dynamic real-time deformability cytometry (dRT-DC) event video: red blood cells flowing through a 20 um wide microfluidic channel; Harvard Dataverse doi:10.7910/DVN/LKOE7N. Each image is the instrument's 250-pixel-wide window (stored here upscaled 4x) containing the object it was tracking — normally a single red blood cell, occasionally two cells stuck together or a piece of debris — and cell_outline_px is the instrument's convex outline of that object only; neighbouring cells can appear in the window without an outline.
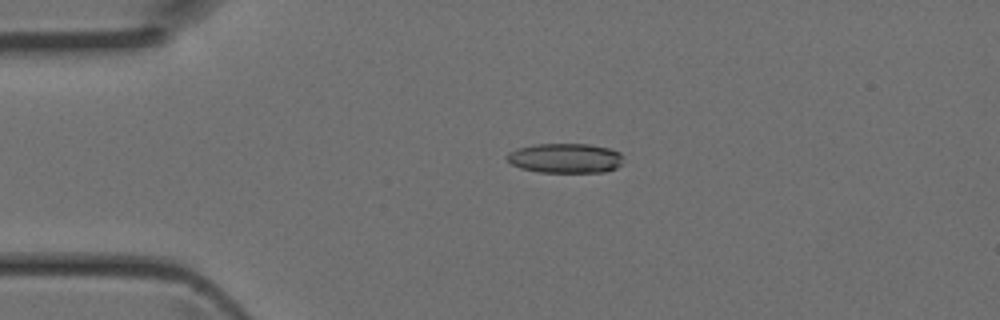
{"species": "Egyptian fruit bat (a non-hibernating species)", "species_latin": "Rousettus aegyptiacus", "temperature_condition": "room temperature", "stored_images_in_passage": 44, "camera_frame_rate_fps": 3000, "um_per_image_px": 0.085, "animal": {"sex": "female"}, "frame": {"image": 1, "passage_image": 10, "time_ms": 3.0, "image_size_px": [1000, 320], "cell_outline_px": [[624, 156], [620, 164], [616, 168], [604, 172], [540, 172], [520, 168], [512, 164], [504, 156], [508, 152], [516, 148], [536, 144], [588, 144], [608, 148], [620, 152]], "centroid_in_image_um": [48.03, 13.44], "position_along_channel_um": 37.0, "area_um2": 20.23}}
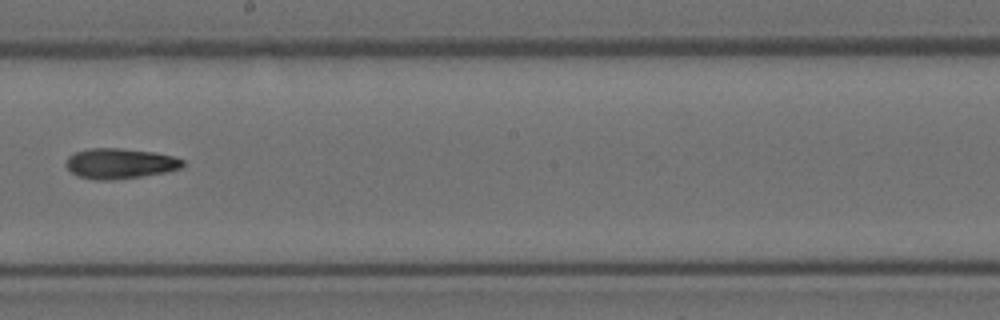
{"frame": {"image": 2, "passage_image": 25, "time_ms": 8.0, "image_size_px": [1000, 320], "cell_outline_px": [[184, 164], [180, 168], [164, 172], [140, 176], [112, 180], [96, 180], [76, 176], [64, 164], [68, 156], [76, 152], [92, 148], [120, 148], [156, 152], [172, 156], [184, 160]], "centroid_in_image_um": [10.17, 13.89], "position_along_channel_um": 238.0, "area_um2": 20.58}}
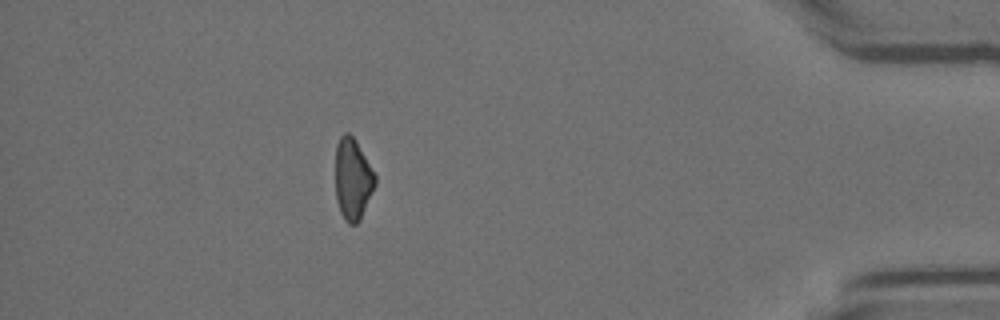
{"frame": {"image": 3, "passage_image": 39, "time_ms": 12.667, "image_size_px": [1000, 320], "cell_outline_px": [[376, 184], [360, 220], [356, 224], [348, 224], [344, 220], [340, 212], [336, 200], [336, 144], [340, 136], [344, 132], [348, 132], [356, 140], [376, 176]], "centroid_in_image_um": [29.98, 15.23], "position_along_channel_um": 405.2, "area_um2": 18.9}}